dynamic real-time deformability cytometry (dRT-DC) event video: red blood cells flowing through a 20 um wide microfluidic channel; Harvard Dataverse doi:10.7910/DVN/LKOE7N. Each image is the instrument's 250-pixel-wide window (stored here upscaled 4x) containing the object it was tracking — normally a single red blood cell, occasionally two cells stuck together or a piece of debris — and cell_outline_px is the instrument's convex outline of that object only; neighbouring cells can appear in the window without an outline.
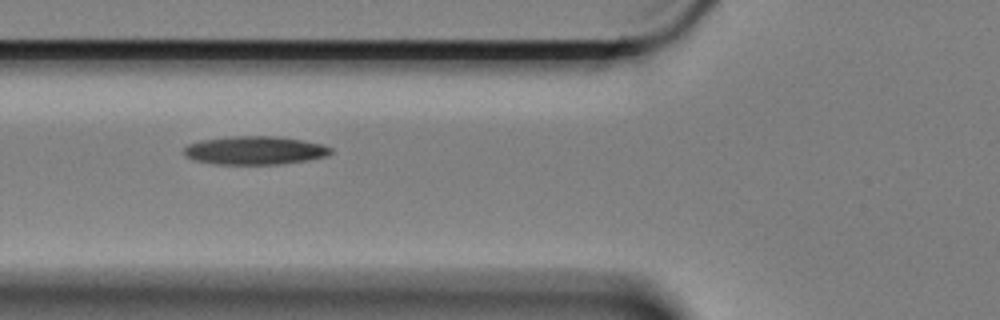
{"species": "Egyptian fruit bat (a non-hibernating species)", "species_latin": "Rousettus aegyptiacus", "temperature_condition": "cold", "stored_images_in_passage": 4, "camera_frame_rate_fps": 3000, "um_per_image_px": 0.085, "animal": {"sex": "female"}, "frame": {"image": 1, "passage_image": 3, "time_ms": 0.667, "image_size_px": [1000, 320], "cell_outline_px": [[332, 152], [328, 156], [308, 160], [280, 164], [216, 164], [196, 160], [184, 156], [184, 148], [188, 144], [200, 140], [232, 136], [276, 136], [304, 140], [320, 144], [332, 148]], "centroid_in_image_um": [21.67, 12.78], "position_along_channel_um": 104.1, "area_um2": 24.33}}
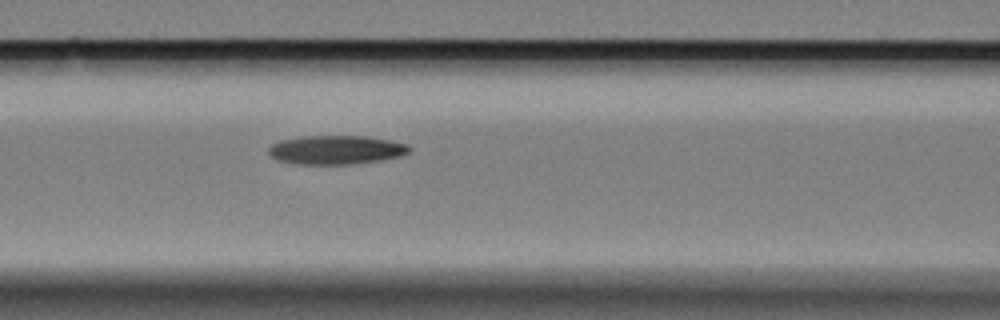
{"frame": {"image": 2, "passage_image": 4, "time_ms": 1.0, "image_size_px": [1000, 320], "cell_outline_px": [[412, 148], [408, 152], [400, 156], [380, 160], [348, 164], [296, 164], [276, 160], [268, 152], [268, 148], [272, 144], [280, 140], [300, 136], [364, 136], [392, 140], [408, 144]], "centroid_in_image_um": [28.55, 12.73], "position_along_channel_um": 138.0, "area_um2": 23.76}}